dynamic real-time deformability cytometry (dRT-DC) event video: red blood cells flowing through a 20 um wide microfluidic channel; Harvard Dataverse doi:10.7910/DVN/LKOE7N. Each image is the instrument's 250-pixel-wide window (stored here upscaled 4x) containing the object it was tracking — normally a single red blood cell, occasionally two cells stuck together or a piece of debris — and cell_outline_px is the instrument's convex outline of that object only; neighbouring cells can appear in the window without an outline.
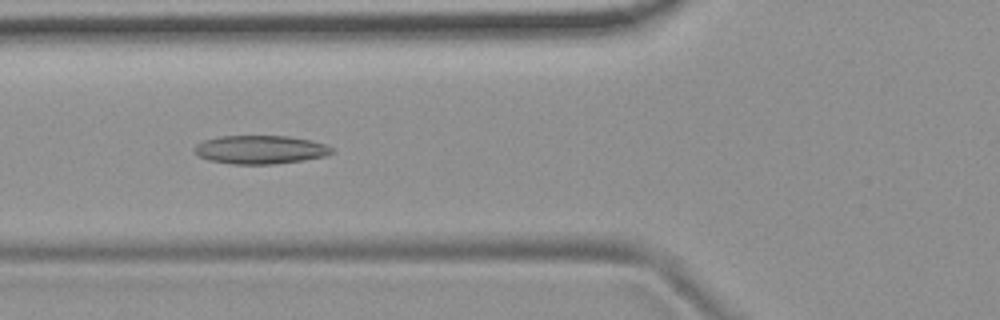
{"species": "common noctule bat (a hibernating species)", "species_latin": "Nyctalus noctula", "temperature_condition": "room temperature", "stored_images_in_passage": 54, "camera_frame_rate_fps": 3000, "um_per_image_px": 0.085, "animal": {"sex": "female", "body_mass_g": 19.9}, "frame": {"image": 1, "passage_image": 20, "time_ms": 6.333, "image_size_px": [1000, 320], "cell_outline_px": [[336, 152], [328, 156], [304, 160], [276, 164], [232, 164], [208, 160], [196, 156], [192, 152], [192, 148], [196, 144], [204, 140], [220, 136], [288, 136], [312, 140], [324, 144], [332, 148]], "centroid_in_image_um": [22.11, 12.72], "position_along_channel_um": 103.7, "area_um2": 23.24}}
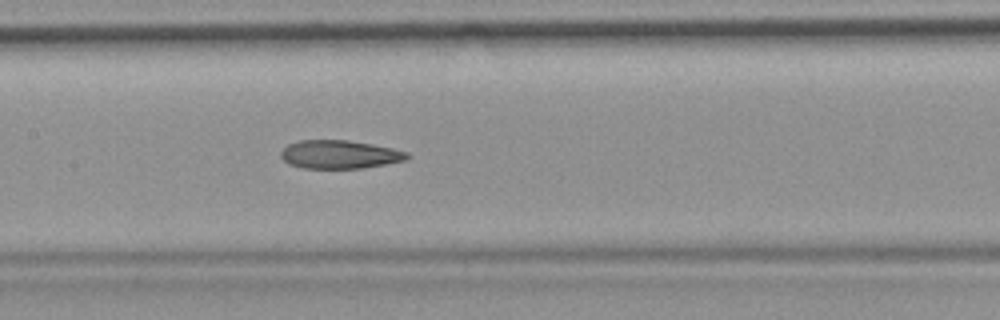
{"frame": {"image": 2, "passage_image": 26, "time_ms": 8.333, "image_size_px": [1000, 320], "cell_outline_px": [[408, 160], [364, 168], [304, 168], [288, 164], [280, 156], [280, 152], [288, 144], [300, 140], [348, 140], [372, 144], [392, 148], [408, 152]], "centroid_in_image_um": [28.87, 13.13], "position_along_channel_um": 178.5, "area_um2": 20.92}}
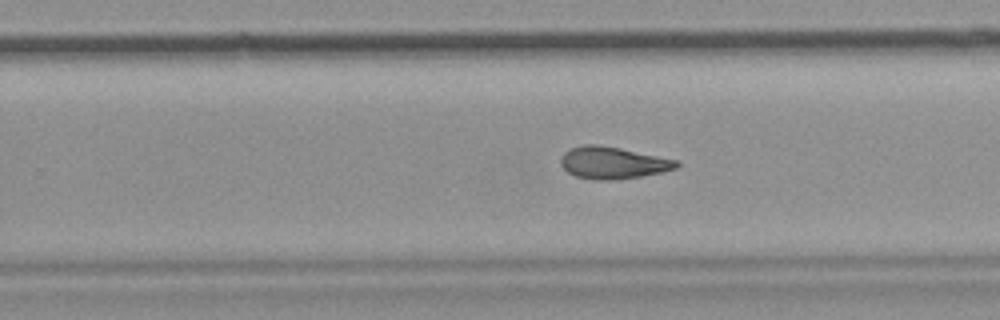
{"frame": {"image": 3, "passage_image": 34, "time_ms": 11.0, "image_size_px": [1000, 320], "cell_outline_px": [[680, 164], [676, 168], [660, 172], [640, 176], [612, 180], [592, 180], [576, 176], [568, 172], [560, 164], [560, 160], [564, 152], [572, 148], [584, 144], [600, 144], [680, 160]], "centroid_in_image_um": [52.09, 13.83], "position_along_channel_um": 277.7, "area_um2": 21.62}, "authors_computed_cell_mechanics": {"area_um2": 22.2241, "velocity_mm_per_s": 3.7277, "shape_relaxation_time_tau1_ms": null, "shape_relaxation_time_tau2_ms": 6.8742, "deformation_change_tau1": null, "deformation_change_tau2": 0.1375}}